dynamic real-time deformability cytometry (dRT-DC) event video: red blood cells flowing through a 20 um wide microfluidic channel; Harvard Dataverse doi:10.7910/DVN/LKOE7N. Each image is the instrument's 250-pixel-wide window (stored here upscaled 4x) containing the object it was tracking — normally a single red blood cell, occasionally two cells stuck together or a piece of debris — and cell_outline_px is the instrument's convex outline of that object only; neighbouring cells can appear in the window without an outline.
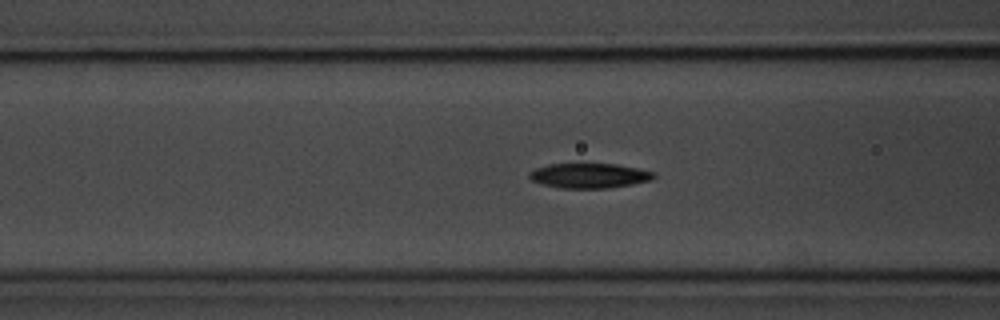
{"species": "common noctule bat (a hibernating species)", "species_latin": "Nyctalus noctula", "temperature_condition": "room temperature", "stored_images_in_passage": 47, "camera_frame_rate_fps": 3000, "um_per_image_px": 0.085, "animal": {"sex": "male", "body_mass_g": 20.1, "forearm_length_mm": 53.5}, "frame": {"image": 1, "passage_image": 12, "time_ms": 3.667, "image_size_px": [1000, 320], "cell_outline_px": [[656, 176], [652, 180], [632, 184], [608, 188], [560, 188], [544, 184], [532, 180], [528, 176], [536, 168], [548, 164], [616, 164], [636, 168], [652, 172]], "centroid_in_image_um": [50.1, 14.93], "position_along_channel_um": 116.5, "area_um2": 17.74}}
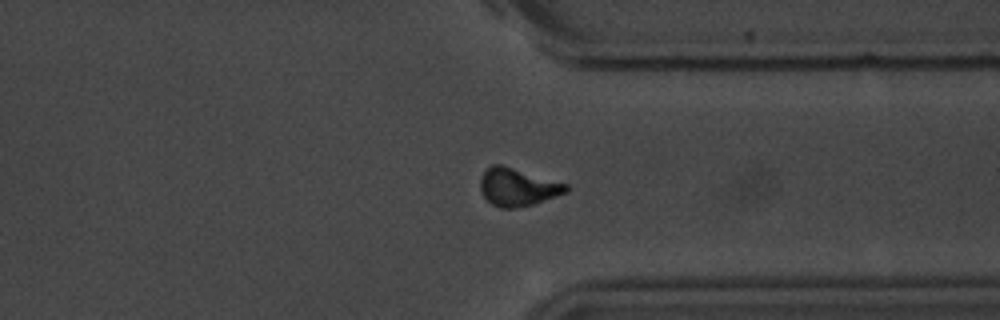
{"frame": {"image": 2, "passage_image": 33, "time_ms": 10.667, "image_size_px": [1000, 320], "cell_outline_px": [[568, 192], [532, 204], [516, 208], [500, 208], [492, 204], [484, 196], [480, 188], [480, 180], [484, 172], [492, 164], [500, 164], [568, 184]], "centroid_in_image_um": [44.0, 15.91], "position_along_channel_um": 367.4, "area_um2": 18.61}}
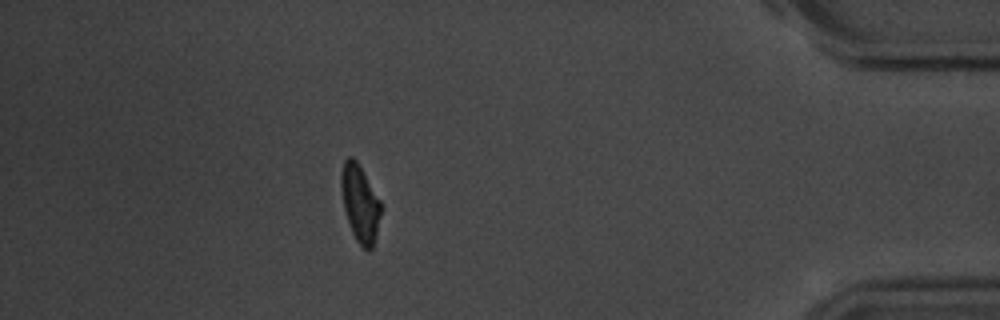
{"frame": {"image": 3, "passage_image": 40, "time_ms": 13.0, "image_size_px": [1000, 320], "cell_outline_px": [[380, 212], [376, 232], [372, 248], [368, 252], [356, 240], [352, 232], [344, 208], [340, 184], [340, 172], [344, 160], [348, 156], [352, 156], [356, 160], [380, 200]], "centroid_in_image_um": [30.57, 17.24], "position_along_channel_um": 404.6, "area_um2": 17.46}, "authors_computed_cell_mechanics": {"area_um2": 18.4382, "velocity_mm_per_s": 3.5944, "shape_relaxation_time_tau1_ms": 3.1989, "shape_relaxation_time_tau2_ms": 10.5588, "deformation_change_tau1": 0.1526, "deformation_change_tau2": 0.1546}}